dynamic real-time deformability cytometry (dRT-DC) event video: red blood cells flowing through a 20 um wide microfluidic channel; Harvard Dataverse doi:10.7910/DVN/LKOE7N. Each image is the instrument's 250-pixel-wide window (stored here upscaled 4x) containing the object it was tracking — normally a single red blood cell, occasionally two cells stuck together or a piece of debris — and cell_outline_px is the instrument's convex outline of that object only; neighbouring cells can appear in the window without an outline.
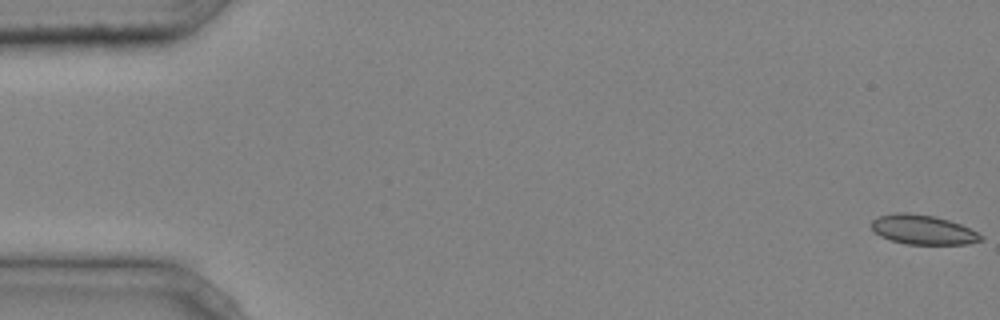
{"species": "common noctule bat (a hibernating species)", "species_latin": "Nyctalus noctula", "temperature_condition": "cold", "stored_images_in_passage": 46, "camera_frame_rate_fps": 3000, "um_per_image_px": 0.085, "animal": {"sex": "male", "body_mass_g": 20.4}, "frame": {"image": 1, "passage_image": 1, "time_ms": 0.0, "image_size_px": [1000, 320], "cell_outline_px": [[984, 240], [968, 244], [908, 244], [892, 240], [880, 236], [872, 228], [872, 220], [880, 216], [896, 212], [908, 212], [932, 216], [948, 220], [960, 224], [984, 236]], "centroid_in_image_um": [78.47, 19.53], "position_along_channel_um": 6.5, "area_um2": 18.61}}
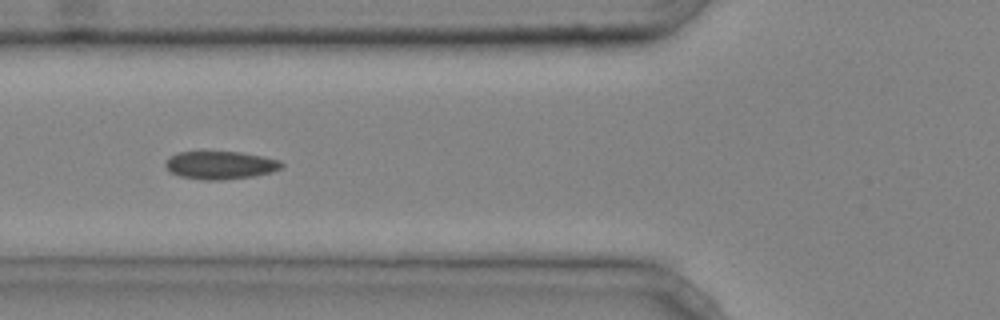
{"frame": {"image": 2, "passage_image": 18, "time_ms": 5.667, "image_size_px": [1000, 320], "cell_outline_px": [[284, 164], [280, 168], [272, 172], [252, 176], [224, 180], [204, 180], [180, 176], [172, 172], [164, 164], [176, 152], [200, 148], [240, 152], [264, 156], [280, 160]], "centroid_in_image_um": [18.71, 13.98], "position_along_channel_um": 107.1, "area_um2": 19.71}}
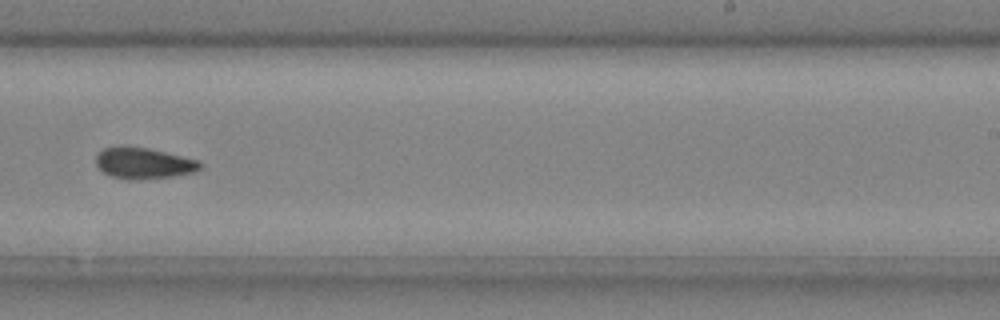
{"frame": {"image": 3, "passage_image": 30, "time_ms": 9.667, "image_size_px": [1000, 320], "cell_outline_px": [[204, 164], [196, 172], [172, 176], [128, 180], [112, 176], [104, 172], [96, 164], [96, 156], [104, 148], [120, 144], [148, 148], [200, 160]], "centroid_in_image_um": [12.22, 13.84], "position_along_channel_um": 276.8, "area_um2": 19.07}, "authors_computed_cell_mechanics": {"area_um2": 18.7272, "velocity_mm_per_s": 4.2458, "shape_relaxation_time_tau1_ms": null, "shape_relaxation_time_tau2_ms": 2.1426, "deformation_change_tau1": null, "deformation_change_tau2": 0.0595}}